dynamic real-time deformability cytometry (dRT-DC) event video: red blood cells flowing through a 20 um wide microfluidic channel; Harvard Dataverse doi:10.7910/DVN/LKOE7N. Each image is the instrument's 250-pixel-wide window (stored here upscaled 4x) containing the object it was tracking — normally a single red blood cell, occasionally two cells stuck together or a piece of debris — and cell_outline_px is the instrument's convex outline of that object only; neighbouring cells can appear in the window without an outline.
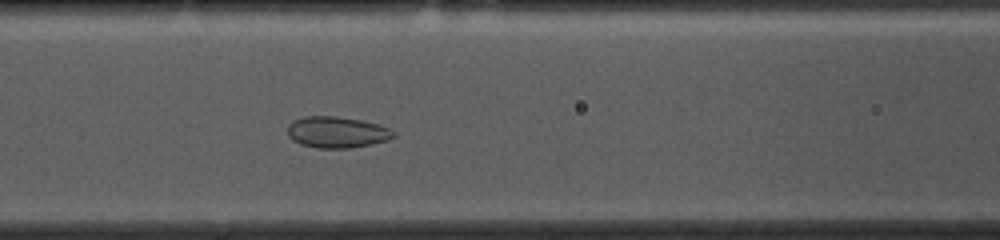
{"species": "common noctule bat (a hibernating species)", "species_latin": "Nyctalus noctula", "temperature_condition": "cold", "stored_images_in_passage": 53, "camera_frame_rate_fps": 3000, "um_per_image_px": 0.085, "animal": {"sex": "female", "body_mass_g": 10.0, "forearm_length_mm": 53.1}, "frame": {"image": 1, "passage_image": 21, "time_ms": 6.667, "image_size_px": [1000, 240], "cell_outline_px": [[396, 136], [388, 140], [372, 144], [352, 148], [316, 148], [300, 144], [292, 140], [288, 136], [288, 124], [304, 116], [336, 116], [360, 120], [376, 124], [388, 128], [396, 132]], "centroid_in_image_um": [28.64, 11.25], "position_along_channel_um": 138.0, "area_um2": 19.36}}
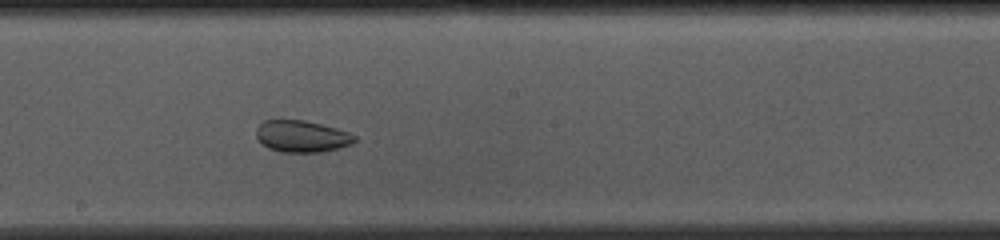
{"frame": {"image": 2, "passage_image": 28, "time_ms": 9.0, "image_size_px": [1000, 240], "cell_outline_px": [[356, 140], [352, 144], [340, 148], [320, 152], [280, 152], [268, 148], [260, 144], [256, 136], [256, 128], [264, 120], [304, 120], [336, 128], [348, 132], [356, 136]], "centroid_in_image_um": [25.63, 11.6], "position_along_channel_um": 222.6, "area_um2": 18.32}}
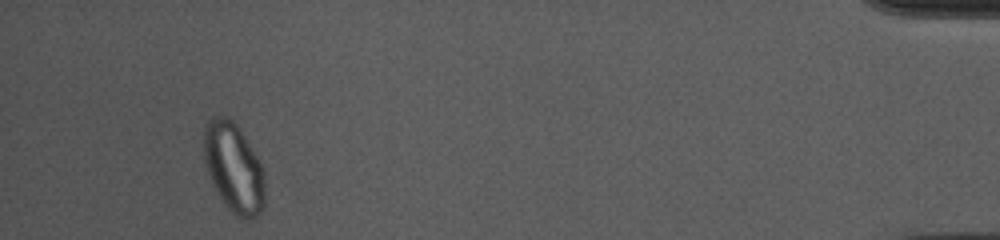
{"frame": {"image": 3, "passage_image": 50, "time_ms": 16.333, "image_size_px": [1000, 240], "cell_outline_px": [[264, 208], [256, 216], [248, 220], [240, 220], [224, 204], [212, 184], [204, 160], [204, 128], [208, 120], [216, 116], [228, 116], [240, 128], [260, 160], [264, 172]], "centroid_in_image_um": [19.88, 14.27], "position_along_channel_um": 415.3, "area_um2": 32.19}, "authors_computed_cell_mechanics": {"area_um2": 24.565, "velocity_mm_per_s": 3.6389, "shape_relaxation_time_tau1_ms": null, "shape_relaxation_time_tau2_ms": 1.3379, "deformation_change_tau1": null, "deformation_change_tau2": 0.0493}}